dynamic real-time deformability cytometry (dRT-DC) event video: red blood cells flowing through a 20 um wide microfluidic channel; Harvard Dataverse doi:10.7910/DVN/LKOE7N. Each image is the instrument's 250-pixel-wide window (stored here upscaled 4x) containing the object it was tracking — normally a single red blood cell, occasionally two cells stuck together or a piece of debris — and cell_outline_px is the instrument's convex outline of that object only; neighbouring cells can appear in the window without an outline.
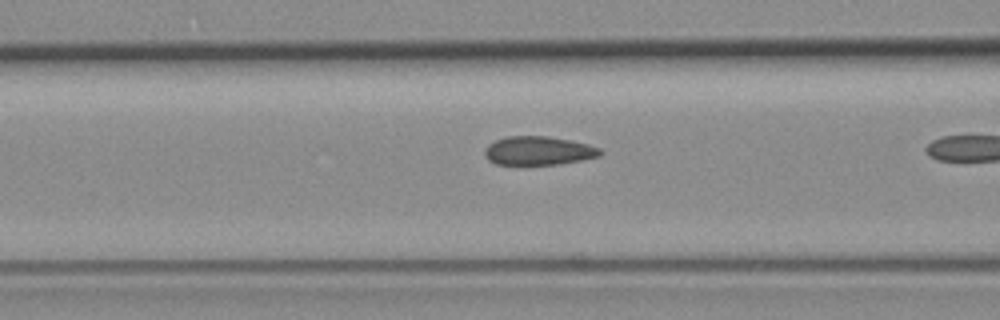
{"species": "common noctule bat (a hibernating species)", "species_latin": "Nyctalus noctula", "temperature_condition": "room temperature", "stored_images_in_passage": 6, "camera_frame_rate_fps": 3000, "um_per_image_px": 0.085, "animal": {"sex": "female", "body_mass_g": 19.3, "forearm_length_mm": 54.1}, "frame": {"image": 1, "passage_image": 5, "time_ms": 1.333, "image_size_px": [1000, 320], "cell_outline_px": [[604, 152], [600, 156], [560, 164], [524, 168], [496, 164], [488, 160], [484, 156], [484, 152], [488, 144], [496, 140], [508, 136], [548, 136], [588, 144], [600, 148]], "centroid_in_image_um": [45.72, 12.87], "position_along_channel_um": 120.9, "area_um2": 20.17}}